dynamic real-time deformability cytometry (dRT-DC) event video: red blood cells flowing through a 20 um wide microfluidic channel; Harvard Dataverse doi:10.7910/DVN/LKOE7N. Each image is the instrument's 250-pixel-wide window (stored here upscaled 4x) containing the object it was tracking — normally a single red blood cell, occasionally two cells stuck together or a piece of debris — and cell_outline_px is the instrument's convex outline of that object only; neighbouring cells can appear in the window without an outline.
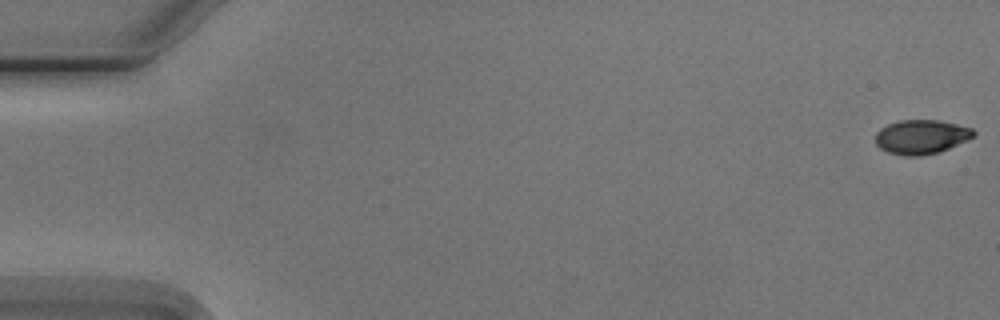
{"species": "Egyptian fruit bat (a non-hibernating species)", "species_latin": "Rousettus aegyptiacus", "temperature_condition": "cold", "stored_images_in_passage": 3, "camera_frame_rate_fps": 3000, "um_per_image_px": 0.085, "animal": {"sex": "male"}, "frame": {"image": 1, "passage_image": 1, "time_ms": 0.0, "image_size_px": [1000, 320], "cell_outline_px": [[976, 132], [972, 136], [948, 148], [936, 152], [920, 156], [904, 156], [888, 152], [880, 148], [876, 144], [876, 132], [880, 128], [888, 124], [900, 120], [940, 120], [972, 128]], "centroid_in_image_um": [78.26, 11.62], "position_along_channel_um": 6.7, "area_um2": 19.31}}